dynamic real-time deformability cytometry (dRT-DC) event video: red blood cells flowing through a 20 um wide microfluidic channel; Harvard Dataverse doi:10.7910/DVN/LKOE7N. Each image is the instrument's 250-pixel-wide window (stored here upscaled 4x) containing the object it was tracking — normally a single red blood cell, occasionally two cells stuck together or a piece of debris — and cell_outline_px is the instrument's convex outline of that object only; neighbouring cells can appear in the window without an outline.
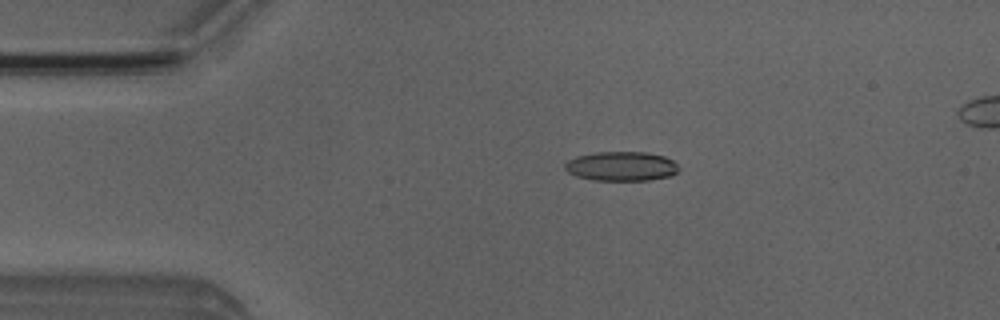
{"species": "Egyptian fruit bat (a non-hibernating species)", "species_latin": "Rousettus aegyptiacus", "temperature_condition": "room temperature", "stored_images_in_passage": 5, "camera_frame_rate_fps": 3000, "um_per_image_px": 0.085, "animal": {"sex": "male"}, "frame": {"image": 1, "passage_image": 3, "time_ms": 2.333, "image_size_px": [1000, 320], "cell_outline_px": [[680, 168], [672, 176], [648, 180], [592, 180], [576, 176], [568, 172], [564, 168], [564, 164], [568, 160], [576, 156], [596, 152], [644, 152], [664, 156], [672, 160]], "centroid_in_image_um": [52.8, 14.13], "position_along_channel_um": 32.2, "area_um2": 19.54}}